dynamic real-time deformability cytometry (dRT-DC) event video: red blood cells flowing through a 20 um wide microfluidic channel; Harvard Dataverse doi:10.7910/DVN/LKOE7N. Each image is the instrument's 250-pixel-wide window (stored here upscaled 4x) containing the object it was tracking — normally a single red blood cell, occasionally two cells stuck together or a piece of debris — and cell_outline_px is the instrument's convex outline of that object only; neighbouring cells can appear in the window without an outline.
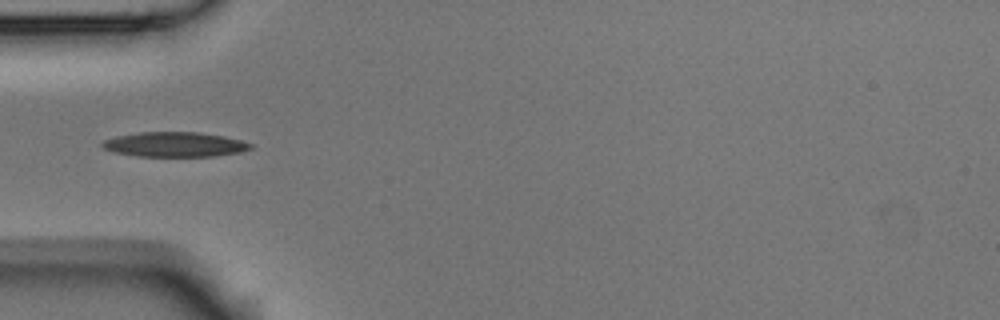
{"species": "Egyptian fruit bat (a non-hibernating species)", "species_latin": "Rousettus aegyptiacus", "temperature_condition": "room temperature", "stored_images_in_passage": 5, "camera_frame_rate_fps": 3000, "um_per_image_px": 0.085, "animal": {"sex": "male"}, "frame": {"image": 1, "passage_image": 2, "time_ms": 0.333, "image_size_px": [1000, 320], "cell_outline_px": [[252, 148], [240, 152], [216, 156], [136, 156], [112, 152], [104, 148], [100, 144], [104, 140], [116, 136], [140, 132], [200, 132], [224, 136], [240, 140], [252, 144]], "centroid_in_image_um": [14.83, 12.28], "position_along_channel_um": 70.2, "area_um2": 21.44}}
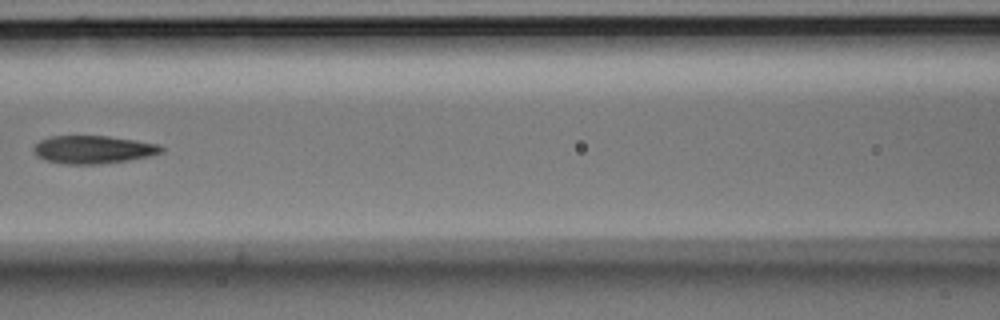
{"frame": {"image": 2, "passage_image": 4, "time_ms": 1.0, "image_size_px": [1000, 320], "cell_outline_px": [[164, 152], [148, 156], [128, 160], [100, 164], [64, 164], [44, 160], [36, 156], [32, 148], [40, 140], [52, 136], [108, 136], [160, 144], [164, 148]], "centroid_in_image_um": [7.91, 12.71], "position_along_channel_um": 158.7, "area_um2": 20.87}}
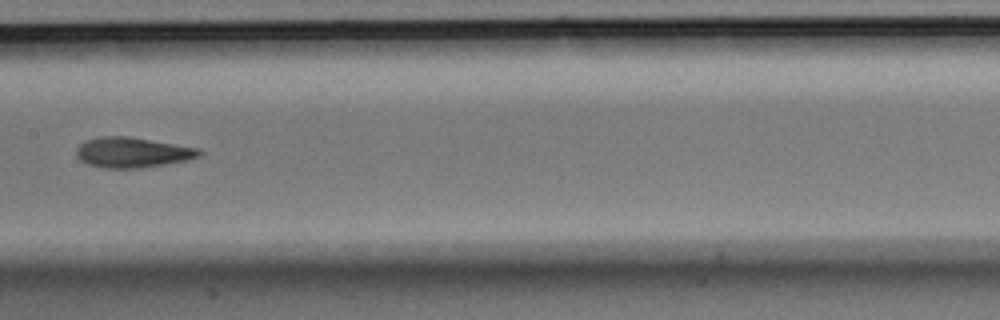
{"frame": {"image": 3, "passage_image": 5, "time_ms": 1.333, "image_size_px": [1000, 320], "cell_outline_px": [[204, 152], [200, 156], [188, 160], [140, 168], [100, 168], [88, 164], [80, 160], [76, 156], [76, 148], [84, 140], [104, 136], [128, 136], [200, 148]], "centroid_in_image_um": [11.25, 12.95], "position_along_channel_um": 196.1, "area_um2": 21.85}}